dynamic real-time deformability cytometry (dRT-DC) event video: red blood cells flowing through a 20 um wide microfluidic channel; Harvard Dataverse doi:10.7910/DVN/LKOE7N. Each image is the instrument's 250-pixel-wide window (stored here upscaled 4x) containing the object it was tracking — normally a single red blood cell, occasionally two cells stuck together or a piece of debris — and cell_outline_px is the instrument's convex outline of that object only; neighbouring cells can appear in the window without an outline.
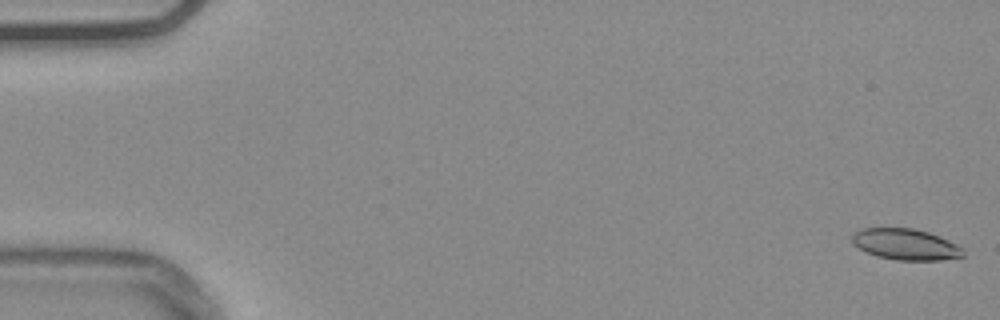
{"species": "common noctule bat (a hibernating species)", "species_latin": "Nyctalus noctula", "temperature_condition": "warm", "stored_images_in_passage": 54, "camera_frame_rate_fps": 3000, "um_per_image_px": 0.085, "animal": {"sex": "male", "body_mass_g": 20.4}, "frame": {"image": 1, "passage_image": 1, "time_ms": 0.0, "image_size_px": [1000, 320], "cell_outline_px": [[964, 256], [940, 260], [896, 260], [876, 256], [860, 248], [852, 240], [852, 236], [860, 228], [912, 228], [928, 232], [948, 240], [964, 248]], "centroid_in_image_um": [77.01, 20.77], "position_along_channel_um": 8.0, "area_um2": 19.94}}
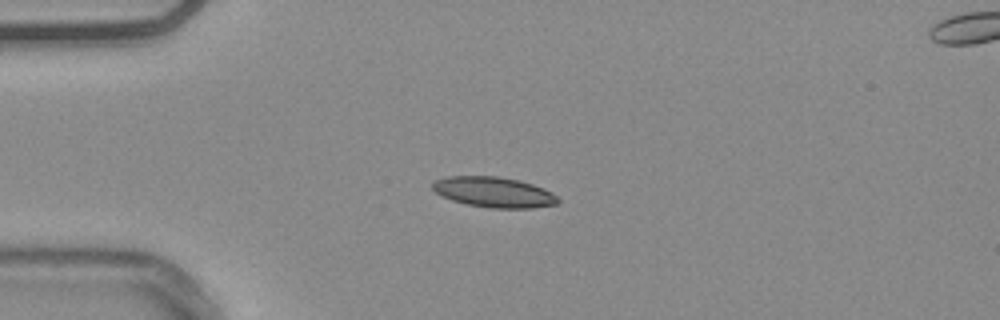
{"frame": {"image": 2, "passage_image": 14, "time_ms": 4.333, "image_size_px": [1000, 320], "cell_outline_px": [[560, 200], [556, 204], [532, 208], [488, 208], [468, 204], [452, 200], [440, 196], [432, 188], [432, 184], [436, 180], [448, 176], [496, 176], [516, 180], [532, 184], [544, 188], [552, 192]], "centroid_in_image_um": [41.97, 16.34], "position_along_channel_um": 43.0, "area_um2": 22.14}}
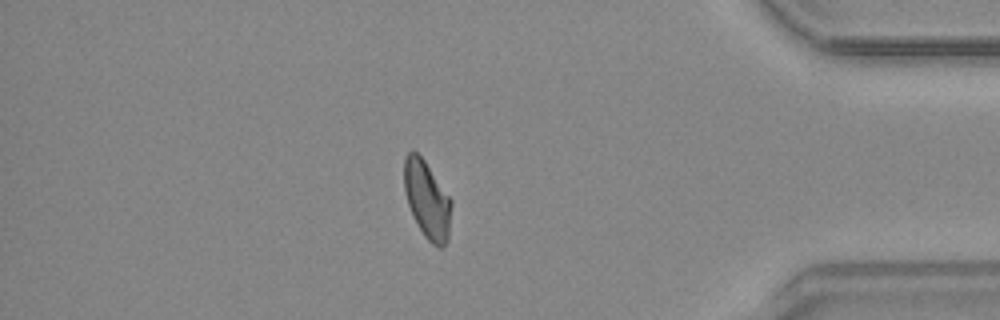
{"frame": {"image": 3, "passage_image": 47, "time_ms": 15.333, "image_size_px": [1000, 320], "cell_outline_px": [[452, 204], [448, 240], [440, 248], [432, 244], [424, 236], [408, 204], [404, 188], [404, 156], [412, 148], [424, 160], [452, 200]], "centroid_in_image_um": [36.3, 16.95], "position_along_channel_um": 398.9, "area_um2": 21.15}, "authors_computed_cell_mechanics": {"area_um2": 21.1548, "velocity_mm_per_s": 3.7521, "shape_relaxation_time_tau1_ms": 7.2505, "shape_relaxation_time_tau2_ms": 3.4679, "deformation_change_tau1": 0.1512, "deformation_change_tau2": 0.0685}}